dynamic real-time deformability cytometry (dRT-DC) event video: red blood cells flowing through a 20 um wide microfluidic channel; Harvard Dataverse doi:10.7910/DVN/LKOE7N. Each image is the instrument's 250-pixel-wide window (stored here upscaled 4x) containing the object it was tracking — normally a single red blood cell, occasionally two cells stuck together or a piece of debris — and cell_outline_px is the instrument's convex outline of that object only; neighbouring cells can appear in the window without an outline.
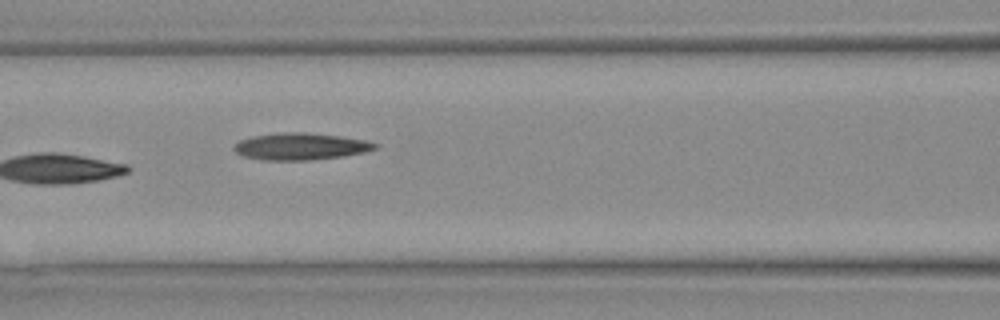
{"species": "Egyptian fruit bat (a non-hibernating species)", "species_latin": "Rousettus aegyptiacus", "temperature_condition": "warm", "stored_images_in_passage": 10, "camera_frame_rate_fps": 3000, "um_per_image_px": 0.085, "animal": {"sex": "female"}, "frame": {"image": 1, "passage_image": 10, "time_ms": 3.0, "image_size_px": [1000, 320], "cell_outline_px": [[380, 144], [376, 148], [364, 152], [340, 156], [312, 160], [260, 160], [244, 156], [236, 152], [232, 148], [240, 140], [256, 136], [296, 132], [304, 132], [336, 136], [364, 140]], "centroid_in_image_um": [25.55, 12.46], "position_along_channel_um": 141.1, "area_um2": 21.56}}